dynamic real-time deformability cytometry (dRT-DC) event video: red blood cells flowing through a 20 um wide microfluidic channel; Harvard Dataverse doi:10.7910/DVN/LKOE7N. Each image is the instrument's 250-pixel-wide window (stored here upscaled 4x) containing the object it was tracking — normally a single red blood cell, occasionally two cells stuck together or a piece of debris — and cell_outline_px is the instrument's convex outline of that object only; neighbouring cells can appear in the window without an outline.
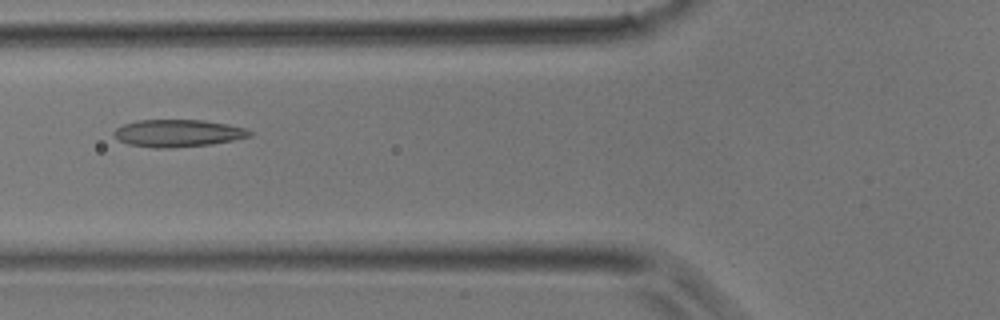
{"species": "common noctule bat (a hibernating species)", "species_latin": "Nyctalus noctula", "temperature_condition": "room temperature", "stored_images_in_passage": 5, "camera_frame_rate_fps": 3000, "um_per_image_px": 0.085, "animal": {"sex": "male", "body_mass_g": 17.9}, "frame": {"image": 1, "passage_image": 5, "time_ms": 5.333, "image_size_px": [1000, 320], "cell_outline_px": [[252, 136], [212, 144], [168, 148], [152, 148], [128, 144], [120, 140], [112, 132], [116, 128], [124, 124], [136, 120], [204, 120], [228, 124], [248, 128], [252, 132]], "centroid_in_image_um": [15.15, 11.32], "position_along_channel_um": 110.7, "area_um2": 21.68}}